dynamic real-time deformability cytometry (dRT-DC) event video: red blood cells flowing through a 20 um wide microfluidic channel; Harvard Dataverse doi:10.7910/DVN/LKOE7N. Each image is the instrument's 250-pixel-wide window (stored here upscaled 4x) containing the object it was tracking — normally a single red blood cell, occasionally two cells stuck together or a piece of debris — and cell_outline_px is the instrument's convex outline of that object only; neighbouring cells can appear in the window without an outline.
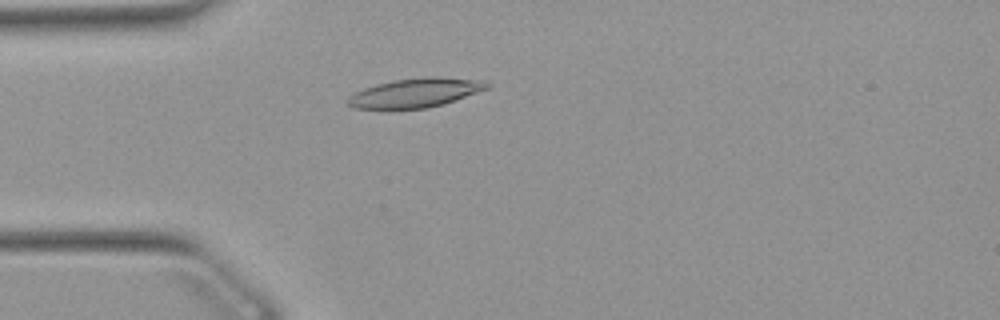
{"species": "Egyptian fruit bat (a non-hibernating species)", "species_latin": "Rousettus aegyptiacus", "temperature_condition": "warm", "stored_images_in_passage": 51, "camera_frame_rate_fps": 3000, "um_per_image_px": 0.085, "animal": {"sex": "female"}, "frame": {"image": 1, "passage_image": 13, "time_ms": 4.0, "image_size_px": [1000, 320], "cell_outline_px": [[492, 84], [488, 88], [444, 104], [428, 108], [352, 108], [344, 100], [348, 96], [364, 88], [376, 84], [392, 80], [424, 76], [436, 76], [484, 80]], "centroid_in_image_um": [35.32, 7.87], "position_along_channel_um": 49.7, "area_um2": 23.76}}
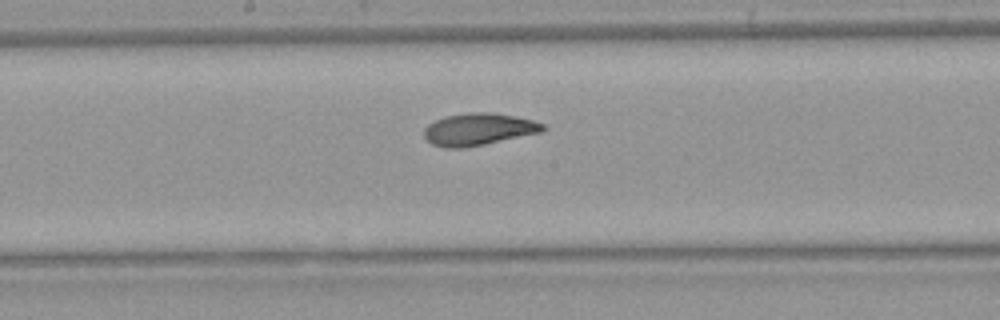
{"frame": {"image": 2, "passage_image": 26, "time_ms": 8.333, "image_size_px": [1000, 320], "cell_outline_px": [[548, 128], [544, 132], [484, 144], [460, 148], [448, 148], [432, 144], [424, 136], [424, 128], [428, 124], [444, 116], [472, 112], [492, 112], [516, 116], [532, 120], [544, 124]], "centroid_in_image_um": [40.72, 10.98], "position_along_channel_um": 207.5, "area_um2": 22.31}}
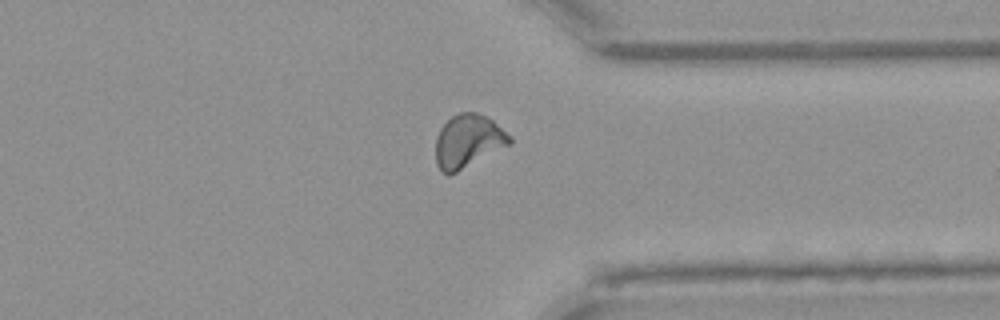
{"frame": {"image": 3, "passage_image": 39, "time_ms": 12.667, "image_size_px": [1000, 320], "cell_outline_px": [[512, 144], [448, 176], [440, 172], [436, 164], [436, 136], [440, 128], [452, 116], [460, 112], [476, 112], [492, 120], [512, 136]], "centroid_in_image_um": [39.78, 12.01], "position_along_channel_um": 371.6, "area_um2": 23.06}, "authors_computed_cell_mechanics": {"area_um2": 22.3686, "velocity_mm_per_s": 3.8699, "shape_relaxation_time_tau1_ms": 4.8242, "shape_relaxation_time_tau2_ms": 1.9387, "deformation_change_tau1": 0.1587, "deformation_change_tau2": 0.0684}}